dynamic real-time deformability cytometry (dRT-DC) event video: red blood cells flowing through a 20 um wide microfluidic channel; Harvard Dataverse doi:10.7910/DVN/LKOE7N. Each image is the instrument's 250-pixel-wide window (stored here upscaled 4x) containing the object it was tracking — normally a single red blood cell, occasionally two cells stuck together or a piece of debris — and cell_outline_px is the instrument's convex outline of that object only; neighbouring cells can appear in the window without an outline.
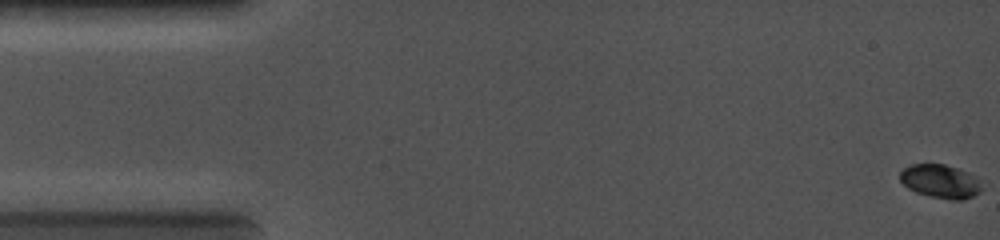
{"species": "common noctule bat (a hibernating species)", "species_latin": "Nyctalus noctula", "temperature_condition": "cold", "stored_images_in_passage": 30, "camera_frame_rate_fps": 5000, "um_per_image_px": 0.085, "animal": {"sex": "female", "body_mass_g": 19.0, "forearm_length_mm": 56.7}, "frame": {"image": 1, "passage_image": 1, "time_ms": 0.0, "image_size_px": [1000, 240], "cell_outline_px": [[984, 188], [980, 192], [964, 200], [952, 200], [932, 196], [916, 192], [908, 188], [900, 180], [900, 172], [904, 168], [912, 164], [944, 164], [968, 172], [976, 176], [984, 184]], "centroid_in_image_um": [80.0, 15.41], "position_along_channel_um": 5.0, "area_um2": 16.13}}
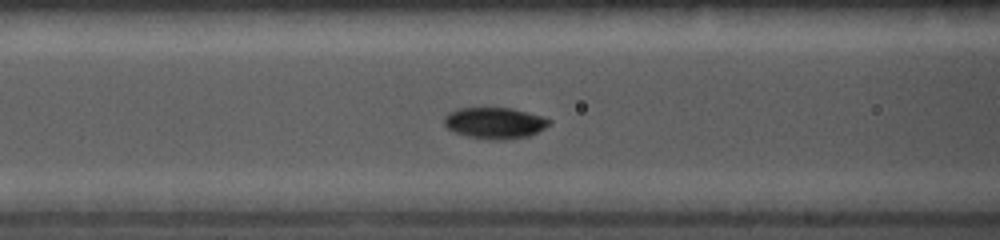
{"frame": {"image": 2, "passage_image": 23, "time_ms": 5.4, "image_size_px": [1000, 240], "cell_outline_px": [[552, 120], [544, 128], [528, 136], [512, 140], [488, 140], [468, 136], [456, 132], [448, 128], [444, 124], [444, 116], [448, 112], [460, 108], [512, 108], [540, 116]], "centroid_in_image_um": [42.03, 10.46], "position_along_channel_um": 124.6, "area_um2": 19.07}}
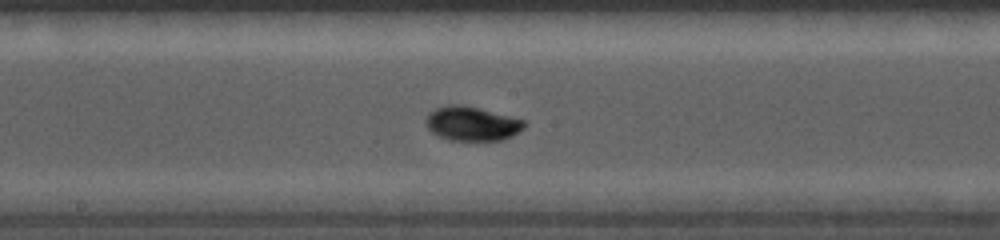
{"frame": {"image": 3, "passage_image": 30, "time_ms": 7.2, "image_size_px": [1000, 240], "cell_outline_px": [[528, 124], [524, 128], [512, 136], [504, 140], [448, 140], [432, 132], [428, 128], [424, 120], [428, 112], [436, 108], [448, 104], [464, 104], [480, 108], [524, 120]], "centroid_in_image_um": [40.1, 10.49], "position_along_channel_um": 208.1, "area_um2": 19.83}}